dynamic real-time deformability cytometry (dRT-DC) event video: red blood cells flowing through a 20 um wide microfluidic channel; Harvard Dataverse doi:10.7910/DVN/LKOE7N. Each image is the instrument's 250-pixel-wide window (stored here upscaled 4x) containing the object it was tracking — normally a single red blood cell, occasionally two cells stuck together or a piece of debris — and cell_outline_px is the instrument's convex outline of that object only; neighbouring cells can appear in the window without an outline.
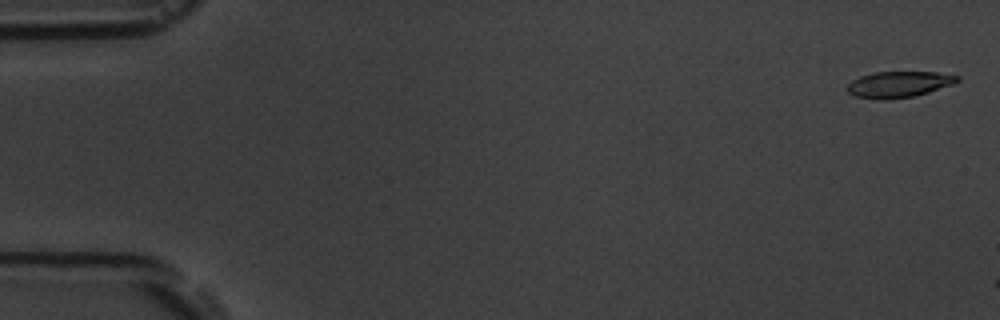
{"species": "common noctule bat (a hibernating species)", "species_latin": "Nyctalus noctula", "temperature_condition": "room temperature", "stored_images_in_passage": 4, "camera_frame_rate_fps": 3000, "um_per_image_px": 0.085, "animal": {"sex": "male", "body_mass_g": 19.5, "forearm_length_mm": 54.6}, "frame": {"image": 1, "passage_image": 1, "time_ms": 0.0, "image_size_px": [1000, 320], "cell_outline_px": [[960, 80], [952, 84], [916, 96], [888, 100], [880, 100], [856, 96], [848, 92], [844, 88], [852, 80], [860, 76], [876, 72], [936, 72], [960, 76]], "centroid_in_image_um": [76.37, 7.18], "position_along_channel_um": 8.6, "area_um2": 16.82}}